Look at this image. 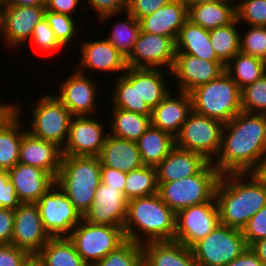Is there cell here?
<instances>
[{
    "mask_svg": "<svg viewBox=\"0 0 266 266\" xmlns=\"http://www.w3.org/2000/svg\"><path fill=\"white\" fill-rule=\"evenodd\" d=\"M175 221L176 214L156 193L128 201L123 232L126 239L140 244L151 241H173Z\"/></svg>",
    "mask_w": 266,
    "mask_h": 266,
    "instance_id": "obj_3",
    "label": "cell"
},
{
    "mask_svg": "<svg viewBox=\"0 0 266 266\" xmlns=\"http://www.w3.org/2000/svg\"><path fill=\"white\" fill-rule=\"evenodd\" d=\"M15 111V104L0 102V124Z\"/></svg>",
    "mask_w": 266,
    "mask_h": 266,
    "instance_id": "obj_58",
    "label": "cell"
},
{
    "mask_svg": "<svg viewBox=\"0 0 266 266\" xmlns=\"http://www.w3.org/2000/svg\"><path fill=\"white\" fill-rule=\"evenodd\" d=\"M23 266H44L43 263L37 258L36 255H32Z\"/></svg>",
    "mask_w": 266,
    "mask_h": 266,
    "instance_id": "obj_59",
    "label": "cell"
},
{
    "mask_svg": "<svg viewBox=\"0 0 266 266\" xmlns=\"http://www.w3.org/2000/svg\"><path fill=\"white\" fill-rule=\"evenodd\" d=\"M209 161L201 154L175 146L156 166L157 183H167L197 174Z\"/></svg>",
    "mask_w": 266,
    "mask_h": 266,
    "instance_id": "obj_25",
    "label": "cell"
},
{
    "mask_svg": "<svg viewBox=\"0 0 266 266\" xmlns=\"http://www.w3.org/2000/svg\"><path fill=\"white\" fill-rule=\"evenodd\" d=\"M171 92L152 110L151 125L176 137L192 111V100L189 93Z\"/></svg>",
    "mask_w": 266,
    "mask_h": 266,
    "instance_id": "obj_23",
    "label": "cell"
},
{
    "mask_svg": "<svg viewBox=\"0 0 266 266\" xmlns=\"http://www.w3.org/2000/svg\"><path fill=\"white\" fill-rule=\"evenodd\" d=\"M127 203L124 192L101 183L95 191L92 205L82 219L95 225L123 228L127 216Z\"/></svg>",
    "mask_w": 266,
    "mask_h": 266,
    "instance_id": "obj_18",
    "label": "cell"
},
{
    "mask_svg": "<svg viewBox=\"0 0 266 266\" xmlns=\"http://www.w3.org/2000/svg\"><path fill=\"white\" fill-rule=\"evenodd\" d=\"M44 17L63 47L74 40L75 34L77 35L74 16L45 10Z\"/></svg>",
    "mask_w": 266,
    "mask_h": 266,
    "instance_id": "obj_44",
    "label": "cell"
},
{
    "mask_svg": "<svg viewBox=\"0 0 266 266\" xmlns=\"http://www.w3.org/2000/svg\"><path fill=\"white\" fill-rule=\"evenodd\" d=\"M238 21L209 30L211 46L216 56L226 65L238 52H240V31Z\"/></svg>",
    "mask_w": 266,
    "mask_h": 266,
    "instance_id": "obj_37",
    "label": "cell"
},
{
    "mask_svg": "<svg viewBox=\"0 0 266 266\" xmlns=\"http://www.w3.org/2000/svg\"><path fill=\"white\" fill-rule=\"evenodd\" d=\"M55 182L83 216L94 201L101 184V162L98 156L63 155Z\"/></svg>",
    "mask_w": 266,
    "mask_h": 266,
    "instance_id": "obj_4",
    "label": "cell"
},
{
    "mask_svg": "<svg viewBox=\"0 0 266 266\" xmlns=\"http://www.w3.org/2000/svg\"><path fill=\"white\" fill-rule=\"evenodd\" d=\"M7 172L21 203H37L55 183V179L45 170L19 162Z\"/></svg>",
    "mask_w": 266,
    "mask_h": 266,
    "instance_id": "obj_21",
    "label": "cell"
},
{
    "mask_svg": "<svg viewBox=\"0 0 266 266\" xmlns=\"http://www.w3.org/2000/svg\"><path fill=\"white\" fill-rule=\"evenodd\" d=\"M187 7L195 5V4H201V3H207V2H213L218 0H183Z\"/></svg>",
    "mask_w": 266,
    "mask_h": 266,
    "instance_id": "obj_60",
    "label": "cell"
},
{
    "mask_svg": "<svg viewBox=\"0 0 266 266\" xmlns=\"http://www.w3.org/2000/svg\"><path fill=\"white\" fill-rule=\"evenodd\" d=\"M20 204L7 170H0V208L15 210Z\"/></svg>",
    "mask_w": 266,
    "mask_h": 266,
    "instance_id": "obj_50",
    "label": "cell"
},
{
    "mask_svg": "<svg viewBox=\"0 0 266 266\" xmlns=\"http://www.w3.org/2000/svg\"><path fill=\"white\" fill-rule=\"evenodd\" d=\"M266 157V115L239 112L223 124L221 146L212 161L220 174L251 173Z\"/></svg>",
    "mask_w": 266,
    "mask_h": 266,
    "instance_id": "obj_1",
    "label": "cell"
},
{
    "mask_svg": "<svg viewBox=\"0 0 266 266\" xmlns=\"http://www.w3.org/2000/svg\"><path fill=\"white\" fill-rule=\"evenodd\" d=\"M188 20V7L183 0H170L151 15L139 20L141 31L172 38L175 42Z\"/></svg>",
    "mask_w": 266,
    "mask_h": 266,
    "instance_id": "obj_24",
    "label": "cell"
},
{
    "mask_svg": "<svg viewBox=\"0 0 266 266\" xmlns=\"http://www.w3.org/2000/svg\"><path fill=\"white\" fill-rule=\"evenodd\" d=\"M111 108H113L109 126L111 132L108 133L115 137L136 142L151 125V116L121 108Z\"/></svg>",
    "mask_w": 266,
    "mask_h": 266,
    "instance_id": "obj_33",
    "label": "cell"
},
{
    "mask_svg": "<svg viewBox=\"0 0 266 266\" xmlns=\"http://www.w3.org/2000/svg\"><path fill=\"white\" fill-rule=\"evenodd\" d=\"M189 94L193 111L217 119L223 124L242 111L241 89L226 71Z\"/></svg>",
    "mask_w": 266,
    "mask_h": 266,
    "instance_id": "obj_5",
    "label": "cell"
},
{
    "mask_svg": "<svg viewBox=\"0 0 266 266\" xmlns=\"http://www.w3.org/2000/svg\"><path fill=\"white\" fill-rule=\"evenodd\" d=\"M250 248L266 266V238L254 242Z\"/></svg>",
    "mask_w": 266,
    "mask_h": 266,
    "instance_id": "obj_55",
    "label": "cell"
},
{
    "mask_svg": "<svg viewBox=\"0 0 266 266\" xmlns=\"http://www.w3.org/2000/svg\"><path fill=\"white\" fill-rule=\"evenodd\" d=\"M14 227V210L0 208V244H11Z\"/></svg>",
    "mask_w": 266,
    "mask_h": 266,
    "instance_id": "obj_52",
    "label": "cell"
},
{
    "mask_svg": "<svg viewBox=\"0 0 266 266\" xmlns=\"http://www.w3.org/2000/svg\"><path fill=\"white\" fill-rule=\"evenodd\" d=\"M45 6L5 5L3 31L6 45L19 48L30 40L35 26L44 18Z\"/></svg>",
    "mask_w": 266,
    "mask_h": 266,
    "instance_id": "obj_20",
    "label": "cell"
},
{
    "mask_svg": "<svg viewBox=\"0 0 266 266\" xmlns=\"http://www.w3.org/2000/svg\"><path fill=\"white\" fill-rule=\"evenodd\" d=\"M215 199L220 224L242 230L266 205V188L252 173L222 174L215 189Z\"/></svg>",
    "mask_w": 266,
    "mask_h": 266,
    "instance_id": "obj_2",
    "label": "cell"
},
{
    "mask_svg": "<svg viewBox=\"0 0 266 266\" xmlns=\"http://www.w3.org/2000/svg\"><path fill=\"white\" fill-rule=\"evenodd\" d=\"M127 173L101 165V183L124 192Z\"/></svg>",
    "mask_w": 266,
    "mask_h": 266,
    "instance_id": "obj_51",
    "label": "cell"
},
{
    "mask_svg": "<svg viewBox=\"0 0 266 266\" xmlns=\"http://www.w3.org/2000/svg\"><path fill=\"white\" fill-rule=\"evenodd\" d=\"M45 230L51 237H68L82 215L55 182L36 203Z\"/></svg>",
    "mask_w": 266,
    "mask_h": 266,
    "instance_id": "obj_11",
    "label": "cell"
},
{
    "mask_svg": "<svg viewBox=\"0 0 266 266\" xmlns=\"http://www.w3.org/2000/svg\"><path fill=\"white\" fill-rule=\"evenodd\" d=\"M175 55L176 42L172 38L141 31L126 60L128 67H166L170 74Z\"/></svg>",
    "mask_w": 266,
    "mask_h": 266,
    "instance_id": "obj_13",
    "label": "cell"
},
{
    "mask_svg": "<svg viewBox=\"0 0 266 266\" xmlns=\"http://www.w3.org/2000/svg\"><path fill=\"white\" fill-rule=\"evenodd\" d=\"M14 104L15 111L0 124V170H9L18 163L22 136L27 131L21 126L26 122L20 120L22 109Z\"/></svg>",
    "mask_w": 266,
    "mask_h": 266,
    "instance_id": "obj_29",
    "label": "cell"
},
{
    "mask_svg": "<svg viewBox=\"0 0 266 266\" xmlns=\"http://www.w3.org/2000/svg\"><path fill=\"white\" fill-rule=\"evenodd\" d=\"M247 247L242 230L220 224L191 249L198 266H225Z\"/></svg>",
    "mask_w": 266,
    "mask_h": 266,
    "instance_id": "obj_9",
    "label": "cell"
},
{
    "mask_svg": "<svg viewBox=\"0 0 266 266\" xmlns=\"http://www.w3.org/2000/svg\"><path fill=\"white\" fill-rule=\"evenodd\" d=\"M240 52L260 58L266 62V26H249V30L240 33Z\"/></svg>",
    "mask_w": 266,
    "mask_h": 266,
    "instance_id": "obj_43",
    "label": "cell"
},
{
    "mask_svg": "<svg viewBox=\"0 0 266 266\" xmlns=\"http://www.w3.org/2000/svg\"><path fill=\"white\" fill-rule=\"evenodd\" d=\"M93 266H143L142 244L126 239Z\"/></svg>",
    "mask_w": 266,
    "mask_h": 266,
    "instance_id": "obj_40",
    "label": "cell"
},
{
    "mask_svg": "<svg viewBox=\"0 0 266 266\" xmlns=\"http://www.w3.org/2000/svg\"><path fill=\"white\" fill-rule=\"evenodd\" d=\"M235 19V0H218L188 7V20L206 30L226 26Z\"/></svg>",
    "mask_w": 266,
    "mask_h": 266,
    "instance_id": "obj_28",
    "label": "cell"
},
{
    "mask_svg": "<svg viewBox=\"0 0 266 266\" xmlns=\"http://www.w3.org/2000/svg\"><path fill=\"white\" fill-rule=\"evenodd\" d=\"M99 154L101 165L128 173L143 166L136 142L107 133Z\"/></svg>",
    "mask_w": 266,
    "mask_h": 266,
    "instance_id": "obj_27",
    "label": "cell"
},
{
    "mask_svg": "<svg viewBox=\"0 0 266 266\" xmlns=\"http://www.w3.org/2000/svg\"><path fill=\"white\" fill-rule=\"evenodd\" d=\"M160 68H137V91L153 110L171 91Z\"/></svg>",
    "mask_w": 266,
    "mask_h": 266,
    "instance_id": "obj_35",
    "label": "cell"
},
{
    "mask_svg": "<svg viewBox=\"0 0 266 266\" xmlns=\"http://www.w3.org/2000/svg\"><path fill=\"white\" fill-rule=\"evenodd\" d=\"M4 7L5 4L3 0H0V33L3 31Z\"/></svg>",
    "mask_w": 266,
    "mask_h": 266,
    "instance_id": "obj_61",
    "label": "cell"
},
{
    "mask_svg": "<svg viewBox=\"0 0 266 266\" xmlns=\"http://www.w3.org/2000/svg\"><path fill=\"white\" fill-rule=\"evenodd\" d=\"M81 0H46V10L72 16ZM73 12V13H72Z\"/></svg>",
    "mask_w": 266,
    "mask_h": 266,
    "instance_id": "obj_53",
    "label": "cell"
},
{
    "mask_svg": "<svg viewBox=\"0 0 266 266\" xmlns=\"http://www.w3.org/2000/svg\"><path fill=\"white\" fill-rule=\"evenodd\" d=\"M88 6L92 7L97 14L99 22L107 21L111 17L123 14L127 10V0H87Z\"/></svg>",
    "mask_w": 266,
    "mask_h": 266,
    "instance_id": "obj_47",
    "label": "cell"
},
{
    "mask_svg": "<svg viewBox=\"0 0 266 266\" xmlns=\"http://www.w3.org/2000/svg\"><path fill=\"white\" fill-rule=\"evenodd\" d=\"M59 85V94L55 96L73 116H90L97 110L96 99L100 91L88 73L83 74L76 68L75 72L68 75Z\"/></svg>",
    "mask_w": 266,
    "mask_h": 266,
    "instance_id": "obj_17",
    "label": "cell"
},
{
    "mask_svg": "<svg viewBox=\"0 0 266 266\" xmlns=\"http://www.w3.org/2000/svg\"><path fill=\"white\" fill-rule=\"evenodd\" d=\"M156 193H158L156 167L143 165L127 173L124 195L128 201Z\"/></svg>",
    "mask_w": 266,
    "mask_h": 266,
    "instance_id": "obj_38",
    "label": "cell"
},
{
    "mask_svg": "<svg viewBox=\"0 0 266 266\" xmlns=\"http://www.w3.org/2000/svg\"><path fill=\"white\" fill-rule=\"evenodd\" d=\"M82 40L81 56L78 71L85 74L86 70L116 73L122 76L128 66L126 56L117 50L106 38L103 40ZM119 73L117 75V72ZM122 71V72H121ZM121 73V74H120Z\"/></svg>",
    "mask_w": 266,
    "mask_h": 266,
    "instance_id": "obj_19",
    "label": "cell"
},
{
    "mask_svg": "<svg viewBox=\"0 0 266 266\" xmlns=\"http://www.w3.org/2000/svg\"><path fill=\"white\" fill-rule=\"evenodd\" d=\"M232 80L243 89L266 74V62L260 58L238 52L225 66Z\"/></svg>",
    "mask_w": 266,
    "mask_h": 266,
    "instance_id": "obj_36",
    "label": "cell"
},
{
    "mask_svg": "<svg viewBox=\"0 0 266 266\" xmlns=\"http://www.w3.org/2000/svg\"><path fill=\"white\" fill-rule=\"evenodd\" d=\"M220 174L208 162L197 174L167 183H158V194L176 214L180 210L211 201Z\"/></svg>",
    "mask_w": 266,
    "mask_h": 266,
    "instance_id": "obj_6",
    "label": "cell"
},
{
    "mask_svg": "<svg viewBox=\"0 0 266 266\" xmlns=\"http://www.w3.org/2000/svg\"><path fill=\"white\" fill-rule=\"evenodd\" d=\"M32 103V119L27 131L34 137L50 141L62 149L67 142L73 115L53 94H44Z\"/></svg>",
    "mask_w": 266,
    "mask_h": 266,
    "instance_id": "obj_7",
    "label": "cell"
},
{
    "mask_svg": "<svg viewBox=\"0 0 266 266\" xmlns=\"http://www.w3.org/2000/svg\"><path fill=\"white\" fill-rule=\"evenodd\" d=\"M29 41L33 42L34 47H37L38 50L46 52L64 48L57 40L45 17L35 26Z\"/></svg>",
    "mask_w": 266,
    "mask_h": 266,
    "instance_id": "obj_45",
    "label": "cell"
},
{
    "mask_svg": "<svg viewBox=\"0 0 266 266\" xmlns=\"http://www.w3.org/2000/svg\"><path fill=\"white\" fill-rule=\"evenodd\" d=\"M222 61H207L190 54L176 53L170 75L177 82V90L190 93L195 88L218 78L225 72Z\"/></svg>",
    "mask_w": 266,
    "mask_h": 266,
    "instance_id": "obj_15",
    "label": "cell"
},
{
    "mask_svg": "<svg viewBox=\"0 0 266 266\" xmlns=\"http://www.w3.org/2000/svg\"><path fill=\"white\" fill-rule=\"evenodd\" d=\"M63 153L57 144L32 136L26 131L22 136L19 151V163L35 166L57 177Z\"/></svg>",
    "mask_w": 266,
    "mask_h": 266,
    "instance_id": "obj_22",
    "label": "cell"
},
{
    "mask_svg": "<svg viewBox=\"0 0 266 266\" xmlns=\"http://www.w3.org/2000/svg\"><path fill=\"white\" fill-rule=\"evenodd\" d=\"M68 238L88 266L99 262L126 240L121 227L95 225L83 219L71 231Z\"/></svg>",
    "mask_w": 266,
    "mask_h": 266,
    "instance_id": "obj_8",
    "label": "cell"
},
{
    "mask_svg": "<svg viewBox=\"0 0 266 266\" xmlns=\"http://www.w3.org/2000/svg\"><path fill=\"white\" fill-rule=\"evenodd\" d=\"M242 111L266 115V74L241 89Z\"/></svg>",
    "mask_w": 266,
    "mask_h": 266,
    "instance_id": "obj_41",
    "label": "cell"
},
{
    "mask_svg": "<svg viewBox=\"0 0 266 266\" xmlns=\"http://www.w3.org/2000/svg\"><path fill=\"white\" fill-rule=\"evenodd\" d=\"M36 256L44 266H88L68 237H52Z\"/></svg>",
    "mask_w": 266,
    "mask_h": 266,
    "instance_id": "obj_34",
    "label": "cell"
},
{
    "mask_svg": "<svg viewBox=\"0 0 266 266\" xmlns=\"http://www.w3.org/2000/svg\"><path fill=\"white\" fill-rule=\"evenodd\" d=\"M124 14L126 15V19L124 21L122 20V22L120 20V22L113 25L106 39L127 57L139 37L141 27L139 21L134 16L127 11Z\"/></svg>",
    "mask_w": 266,
    "mask_h": 266,
    "instance_id": "obj_39",
    "label": "cell"
},
{
    "mask_svg": "<svg viewBox=\"0 0 266 266\" xmlns=\"http://www.w3.org/2000/svg\"><path fill=\"white\" fill-rule=\"evenodd\" d=\"M102 124L93 115L73 116L68 139L62 149L63 155L99 156L107 137Z\"/></svg>",
    "mask_w": 266,
    "mask_h": 266,
    "instance_id": "obj_16",
    "label": "cell"
},
{
    "mask_svg": "<svg viewBox=\"0 0 266 266\" xmlns=\"http://www.w3.org/2000/svg\"><path fill=\"white\" fill-rule=\"evenodd\" d=\"M220 225L215 197L208 202L184 208L176 213L174 240L191 248Z\"/></svg>",
    "mask_w": 266,
    "mask_h": 266,
    "instance_id": "obj_12",
    "label": "cell"
},
{
    "mask_svg": "<svg viewBox=\"0 0 266 266\" xmlns=\"http://www.w3.org/2000/svg\"><path fill=\"white\" fill-rule=\"evenodd\" d=\"M176 53L190 54L207 61H221L211 46L209 30L187 20L176 40Z\"/></svg>",
    "mask_w": 266,
    "mask_h": 266,
    "instance_id": "obj_31",
    "label": "cell"
},
{
    "mask_svg": "<svg viewBox=\"0 0 266 266\" xmlns=\"http://www.w3.org/2000/svg\"><path fill=\"white\" fill-rule=\"evenodd\" d=\"M170 0H127V12L138 21L165 6Z\"/></svg>",
    "mask_w": 266,
    "mask_h": 266,
    "instance_id": "obj_49",
    "label": "cell"
},
{
    "mask_svg": "<svg viewBox=\"0 0 266 266\" xmlns=\"http://www.w3.org/2000/svg\"><path fill=\"white\" fill-rule=\"evenodd\" d=\"M223 123L191 111L175 137L176 146L201 154L212 162L219 153Z\"/></svg>",
    "mask_w": 266,
    "mask_h": 266,
    "instance_id": "obj_10",
    "label": "cell"
},
{
    "mask_svg": "<svg viewBox=\"0 0 266 266\" xmlns=\"http://www.w3.org/2000/svg\"><path fill=\"white\" fill-rule=\"evenodd\" d=\"M114 91L111 93L113 107L151 116L152 110L137 91V68L128 67L115 79Z\"/></svg>",
    "mask_w": 266,
    "mask_h": 266,
    "instance_id": "obj_30",
    "label": "cell"
},
{
    "mask_svg": "<svg viewBox=\"0 0 266 266\" xmlns=\"http://www.w3.org/2000/svg\"><path fill=\"white\" fill-rule=\"evenodd\" d=\"M5 5L46 6V0H3Z\"/></svg>",
    "mask_w": 266,
    "mask_h": 266,
    "instance_id": "obj_57",
    "label": "cell"
},
{
    "mask_svg": "<svg viewBox=\"0 0 266 266\" xmlns=\"http://www.w3.org/2000/svg\"><path fill=\"white\" fill-rule=\"evenodd\" d=\"M143 165L156 167L176 146L173 135L150 125L136 141Z\"/></svg>",
    "mask_w": 266,
    "mask_h": 266,
    "instance_id": "obj_32",
    "label": "cell"
},
{
    "mask_svg": "<svg viewBox=\"0 0 266 266\" xmlns=\"http://www.w3.org/2000/svg\"><path fill=\"white\" fill-rule=\"evenodd\" d=\"M142 251L143 266H198L192 249L175 240L146 242Z\"/></svg>",
    "mask_w": 266,
    "mask_h": 266,
    "instance_id": "obj_26",
    "label": "cell"
},
{
    "mask_svg": "<svg viewBox=\"0 0 266 266\" xmlns=\"http://www.w3.org/2000/svg\"><path fill=\"white\" fill-rule=\"evenodd\" d=\"M31 256L12 244H0V266H23Z\"/></svg>",
    "mask_w": 266,
    "mask_h": 266,
    "instance_id": "obj_48",
    "label": "cell"
},
{
    "mask_svg": "<svg viewBox=\"0 0 266 266\" xmlns=\"http://www.w3.org/2000/svg\"><path fill=\"white\" fill-rule=\"evenodd\" d=\"M51 238L36 203H21L14 210L12 245L36 255Z\"/></svg>",
    "mask_w": 266,
    "mask_h": 266,
    "instance_id": "obj_14",
    "label": "cell"
},
{
    "mask_svg": "<svg viewBox=\"0 0 266 266\" xmlns=\"http://www.w3.org/2000/svg\"><path fill=\"white\" fill-rule=\"evenodd\" d=\"M236 19L239 25L266 26V0H237Z\"/></svg>",
    "mask_w": 266,
    "mask_h": 266,
    "instance_id": "obj_42",
    "label": "cell"
},
{
    "mask_svg": "<svg viewBox=\"0 0 266 266\" xmlns=\"http://www.w3.org/2000/svg\"><path fill=\"white\" fill-rule=\"evenodd\" d=\"M251 173L266 188V157L258 163Z\"/></svg>",
    "mask_w": 266,
    "mask_h": 266,
    "instance_id": "obj_56",
    "label": "cell"
},
{
    "mask_svg": "<svg viewBox=\"0 0 266 266\" xmlns=\"http://www.w3.org/2000/svg\"><path fill=\"white\" fill-rule=\"evenodd\" d=\"M225 266H264L263 262L258 256L252 251L250 247H247L244 252L227 263Z\"/></svg>",
    "mask_w": 266,
    "mask_h": 266,
    "instance_id": "obj_54",
    "label": "cell"
},
{
    "mask_svg": "<svg viewBox=\"0 0 266 266\" xmlns=\"http://www.w3.org/2000/svg\"><path fill=\"white\" fill-rule=\"evenodd\" d=\"M242 232L248 247L266 238V205L248 221Z\"/></svg>",
    "mask_w": 266,
    "mask_h": 266,
    "instance_id": "obj_46",
    "label": "cell"
}]
</instances>
